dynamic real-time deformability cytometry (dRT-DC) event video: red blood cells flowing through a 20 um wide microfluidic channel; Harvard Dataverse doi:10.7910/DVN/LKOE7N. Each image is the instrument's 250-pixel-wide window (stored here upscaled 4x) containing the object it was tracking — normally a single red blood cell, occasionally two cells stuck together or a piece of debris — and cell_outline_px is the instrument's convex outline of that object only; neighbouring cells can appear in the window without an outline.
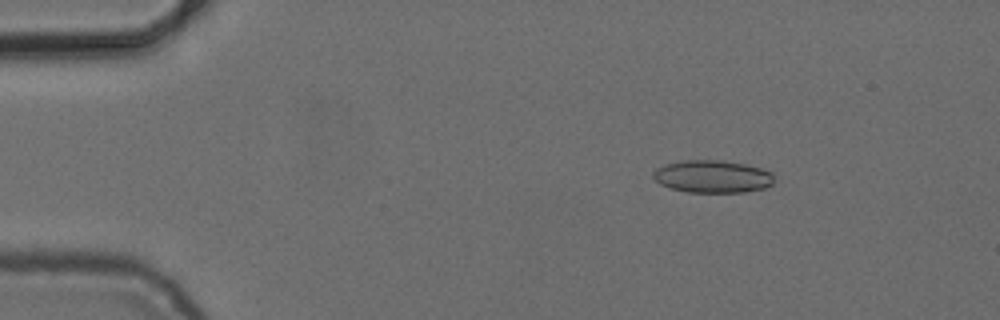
{"species": "common noctule bat (a hibernating species)", "species_latin": "Nyctalus noctula", "temperature_condition": "cold", "stored_images_in_passage": 6, "camera_frame_rate_fps": 3000, "um_per_image_px": 0.085, "animal": {"sex": "female", "body_mass_g": 24.6, "forearm_length_mm": 56.2}, "frame": {"image": 1, "passage_image": 3, "time_ms": 2.333, "image_size_px": [1000, 320], "cell_outline_px": [[772, 184], [764, 188], [744, 192], [688, 192], [672, 188], [660, 184], [652, 176], [652, 172], [656, 168], [664, 164], [684, 160], [724, 160], [744, 164], [760, 168], [772, 172]], "centroid_in_image_um": [60.53, 14.99], "position_along_channel_um": 24.5, "area_um2": 22.89}}
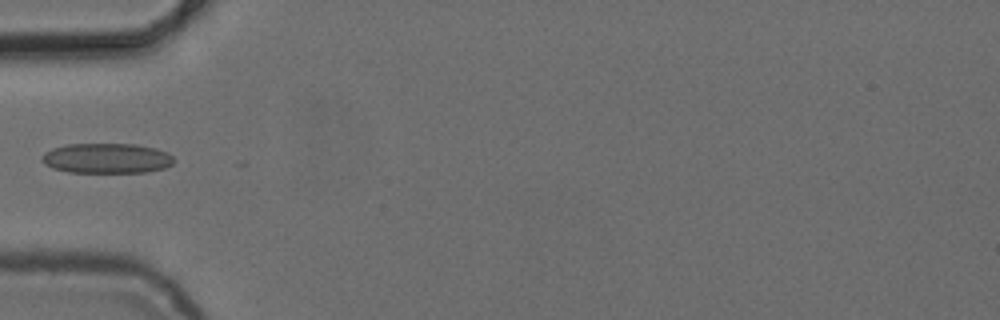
{"frame": {"image": 2, "passage_image": 6, "time_ms": 5.667, "image_size_px": [1000, 320], "cell_outline_px": [[172, 164], [164, 168], [144, 172], [68, 172], [52, 168], [44, 164], [40, 160], [40, 156], [44, 152], [52, 148], [68, 144], [136, 144], [156, 148], [168, 152], [172, 156]], "centroid_in_image_um": [9.02, 13.45], "position_along_channel_um": 76.0, "area_um2": 23.24}}